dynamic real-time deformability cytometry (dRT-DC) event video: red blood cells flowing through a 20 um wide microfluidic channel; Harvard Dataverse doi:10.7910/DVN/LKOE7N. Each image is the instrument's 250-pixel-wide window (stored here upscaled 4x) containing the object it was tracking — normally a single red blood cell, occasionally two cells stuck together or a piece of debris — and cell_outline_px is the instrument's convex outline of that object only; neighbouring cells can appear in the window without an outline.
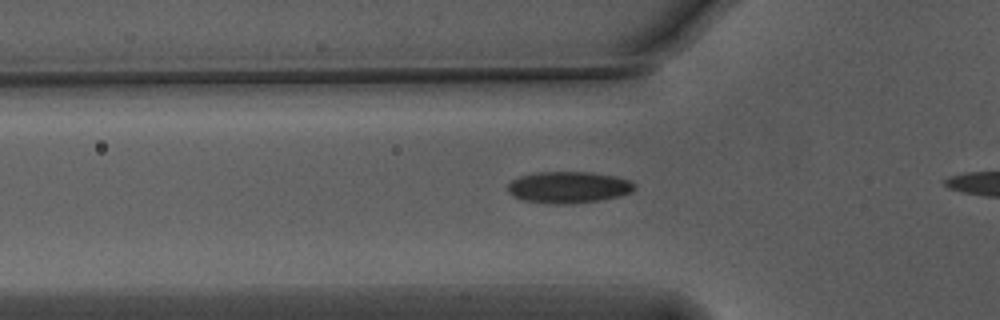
{"species": "Egyptian fruit bat (a non-hibernating species)", "species_latin": "Rousettus aegyptiacus", "temperature_condition": "warm", "stored_images_in_passage": 35, "camera_frame_rate_fps": 3000, "um_per_image_px": 0.085, "animal": {"sex": "male"}, "frame": {"image": 1, "passage_image": 9, "time_ms": 2.667, "image_size_px": [1000, 320], "cell_outline_px": [[636, 188], [632, 192], [620, 196], [600, 200], [564, 204], [552, 204], [524, 200], [512, 196], [508, 192], [508, 184], [512, 180], [520, 176], [536, 172], [592, 172], [616, 176], [628, 180], [636, 184]], "centroid_in_image_um": [48.34, 15.91], "position_along_channel_um": 77.5, "area_um2": 23.41}}
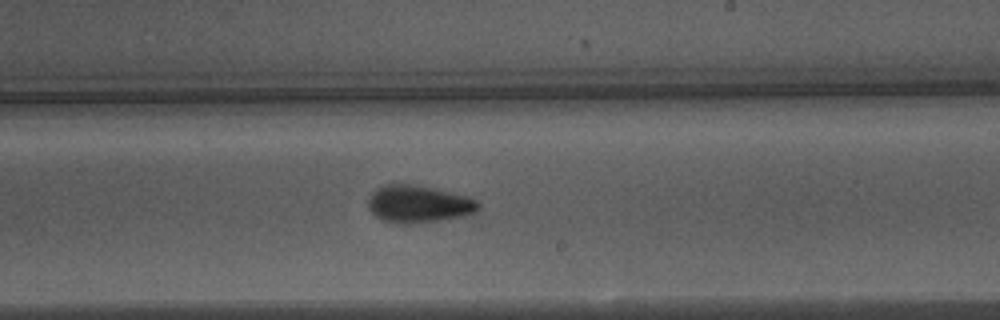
{"frame": {"image": 2, "passage_image": 23, "time_ms": 7.333, "image_size_px": [1000, 320], "cell_outline_px": [[480, 208], [476, 212], [440, 220], [384, 220], [376, 216], [368, 208], [368, 200], [372, 192], [376, 188], [384, 184], [416, 184], [468, 196], [476, 200], [480, 204]], "centroid_in_image_um": [35.59, 17.27], "position_along_channel_um": 253.4, "area_um2": 23.0}}
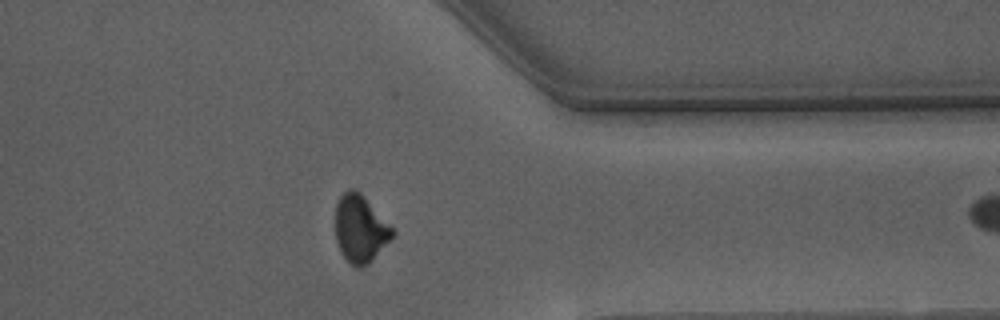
{"frame": {"image": 3, "passage_image": 34, "time_ms": 11.0, "image_size_px": [1000, 320], "cell_outline_px": [[396, 232], [368, 264], [360, 268], [356, 268], [348, 264], [340, 252], [336, 240], [336, 204], [340, 196], [348, 188], [352, 188], [360, 192]], "centroid_in_image_um": [30.59, 19.47], "position_along_channel_um": 380.8, "area_um2": 22.25}}